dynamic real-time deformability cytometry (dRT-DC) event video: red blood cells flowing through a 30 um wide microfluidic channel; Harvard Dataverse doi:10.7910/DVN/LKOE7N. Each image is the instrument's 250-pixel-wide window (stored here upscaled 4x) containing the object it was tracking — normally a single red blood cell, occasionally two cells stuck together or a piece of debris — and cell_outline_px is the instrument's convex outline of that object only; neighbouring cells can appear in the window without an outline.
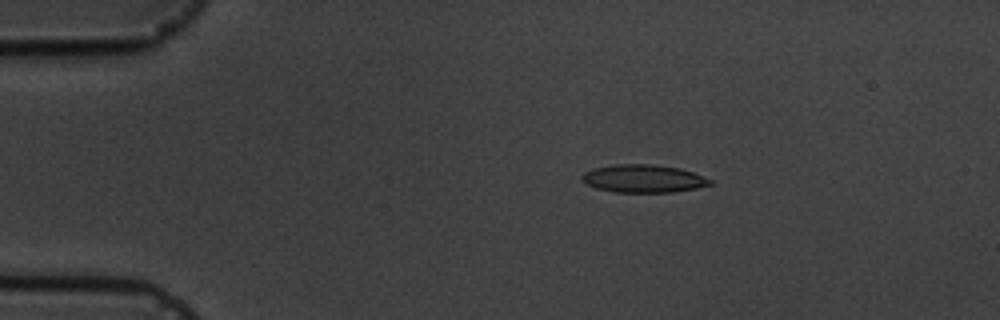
{"species": "common noctule bat (a hibernating species)", "species_latin": "Nyctalus noctula", "temperature_condition": "cold", "stored_images_in_passage": 5, "camera_frame_rate_fps": 3000, "um_per_image_px": 0.085, "animal": {"sex": "male", "body_mass_g": 19.5, "forearm_length_mm": 54.6}, "frame": {"image": 1, "passage_image": 3, "time_ms": 3.0, "image_size_px": [1000, 320], "cell_outline_px": [[712, 184], [696, 188], [672, 192], [616, 192], [596, 188], [580, 180], [580, 176], [584, 172], [592, 168], [612, 164], [656, 164], [680, 168], [704, 176], [712, 180]], "centroid_in_image_um": [54.66, 15.17], "position_along_channel_um": 30.3, "area_um2": 20.98}}